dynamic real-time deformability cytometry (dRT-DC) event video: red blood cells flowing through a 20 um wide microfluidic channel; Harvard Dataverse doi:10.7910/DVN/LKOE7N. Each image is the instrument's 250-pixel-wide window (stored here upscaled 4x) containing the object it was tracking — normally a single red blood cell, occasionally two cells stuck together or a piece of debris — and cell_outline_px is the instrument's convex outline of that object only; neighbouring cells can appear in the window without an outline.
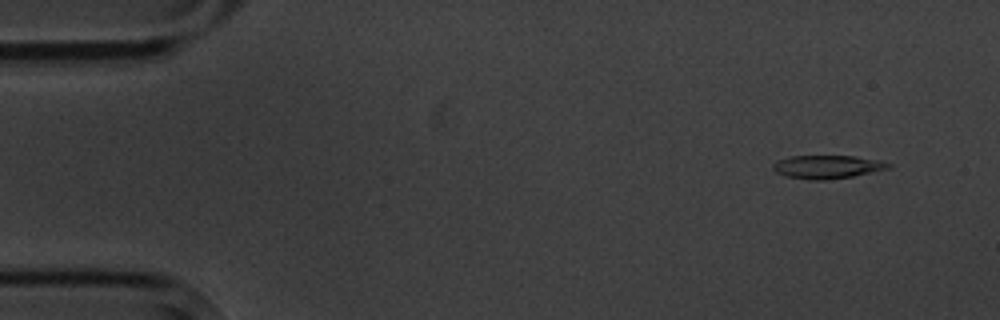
{"species": "common noctule bat (a hibernating species)", "species_latin": "Nyctalus noctula", "temperature_condition": "cold", "stored_images_in_passage": 6, "camera_frame_rate_fps": 3000, "um_per_image_px": 0.085, "animal": {"sex": "male", "body_mass_g": 20.1, "forearm_length_mm": 53.5}, "frame": {"image": 1, "passage_image": 1, "time_ms": 0.0, "image_size_px": [1000, 320], "cell_outline_px": [[892, 164], [888, 168], [852, 176], [828, 180], [812, 180], [788, 176], [776, 172], [772, 168], [772, 164], [780, 160], [792, 156], [856, 156], [880, 160]], "centroid_in_image_um": [70.32, 14.18], "position_along_channel_um": 14.7, "area_um2": 15.43}}
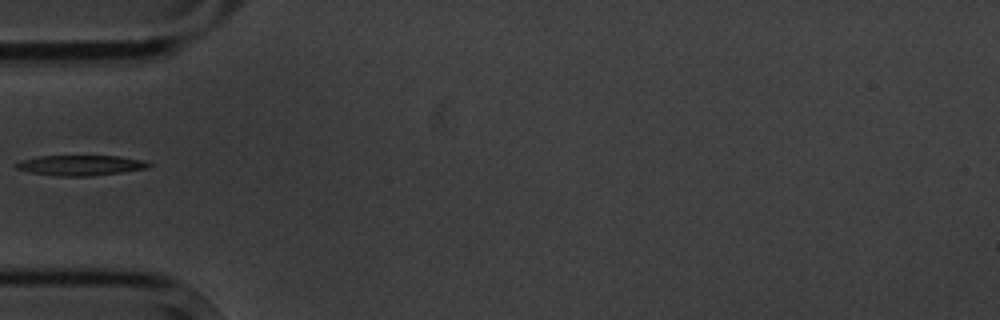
{"frame": {"image": 2, "passage_image": 5, "time_ms": 4.667, "image_size_px": [1000, 320], "cell_outline_px": [[152, 164], [148, 168], [120, 172], [88, 176], [56, 176], [32, 172], [16, 168], [12, 164], [20, 160], [36, 156], [120, 156], [144, 160]], "centroid_in_image_um": [6.82, 14.04], "position_along_channel_um": 78.2, "area_um2": 15.66}}
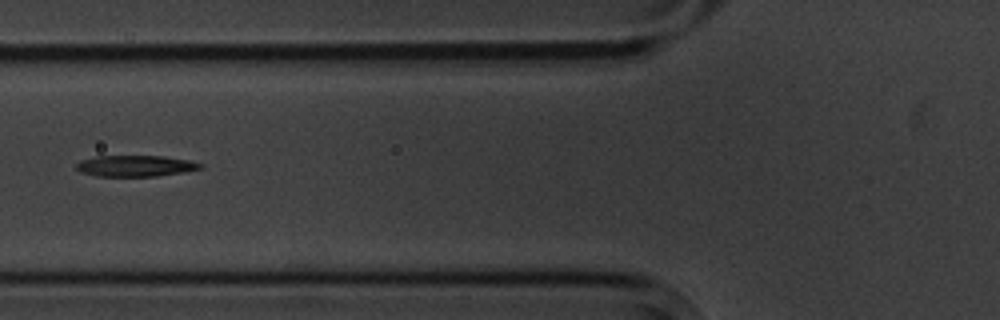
{"frame": {"image": 3, "passage_image": 6, "time_ms": 5.667, "image_size_px": [1000, 320], "cell_outline_px": [[204, 164], [200, 168], [184, 172], [156, 176], [96, 176], [80, 172], [76, 168], [76, 164], [80, 160], [96, 156], [164, 156], [188, 160]], "centroid_in_image_um": [11.48, 14.1], "position_along_channel_um": 114.3, "area_um2": 15.26}}